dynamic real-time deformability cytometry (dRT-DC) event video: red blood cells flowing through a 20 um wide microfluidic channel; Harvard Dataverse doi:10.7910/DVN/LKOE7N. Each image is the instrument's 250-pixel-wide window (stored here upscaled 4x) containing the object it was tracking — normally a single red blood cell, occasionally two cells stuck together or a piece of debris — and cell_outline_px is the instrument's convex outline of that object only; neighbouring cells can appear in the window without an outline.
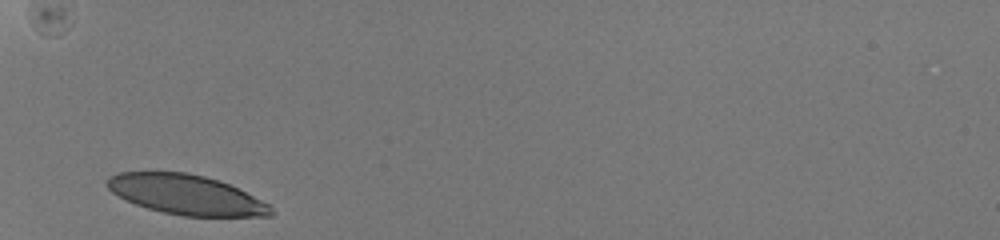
{"species": "human", "species_latin": "Homo sapiens", "temperature_condition": "room temperature", "stored_images_in_passage": 26, "camera_frame_rate_fps": 3000, "um_per_image_px": 0.085, "donor": {"sex": "male"}, "frame": {"image": 1, "passage_image": 1, "time_ms": 0.0, "image_size_px": [1000, 240], "cell_outline_px": [[276, 212], [272, 216], [184, 216], [164, 212], [148, 208], [136, 204], [112, 192], [104, 184], [108, 176], [120, 172], [188, 172], [220, 180], [268, 204]], "centroid_in_image_um": [15.8, 16.54], "position_along_channel_um": 69.2, "area_um2": 37.69}}
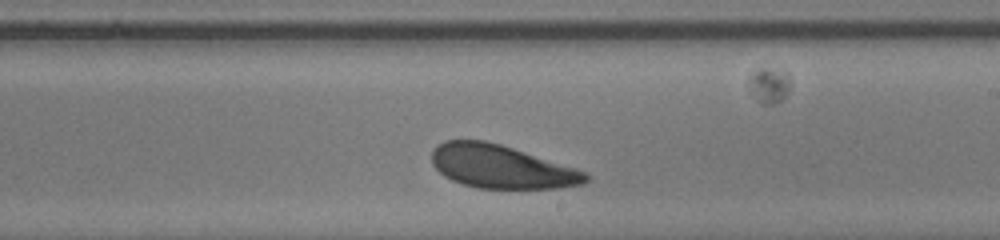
{"frame": {"image": 2, "passage_image": 15, "time_ms": 4.667, "image_size_px": [1000, 240], "cell_outline_px": [[588, 180], [584, 184], [560, 188], [480, 188], [464, 184], [452, 180], [444, 176], [432, 164], [432, 152], [436, 144], [444, 140], [484, 140], [500, 144], [576, 168], [584, 172], [588, 176]], "centroid_in_image_um": [42.59, 14.16], "position_along_channel_um": 246.4, "area_um2": 38.61}}
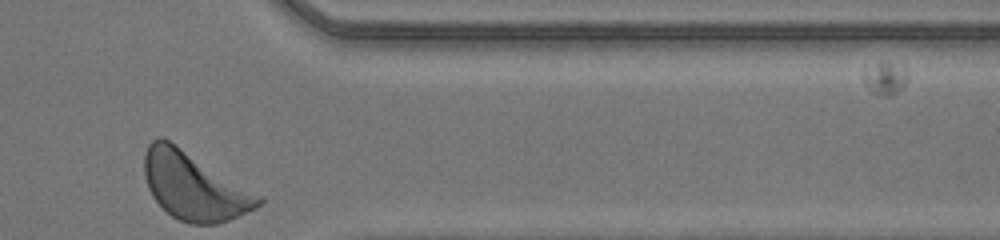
{"frame": {"image": 3, "passage_image": 26, "time_ms": 8.333, "image_size_px": [1000, 240], "cell_outline_px": [[264, 200], [256, 208], [228, 220], [216, 224], [188, 224], [172, 216], [152, 196], [148, 188], [144, 176], [144, 156], [148, 144], [152, 140], [160, 136], [168, 140], [264, 196]], "centroid_in_image_um": [16.51, 15.83], "position_along_channel_um": 394.9, "area_um2": 44.74}, "authors_computed_cell_mechanics": {"area_um2": 40.0554, "velocity_mm_per_s": 4.1292, "shape_relaxation_time_tau1_ms": 0.886, "shape_relaxation_time_tau2_ms": 4.7712, "deformation_change_tau1": 0.0749, "deformation_change_tau2": 0.1253}}